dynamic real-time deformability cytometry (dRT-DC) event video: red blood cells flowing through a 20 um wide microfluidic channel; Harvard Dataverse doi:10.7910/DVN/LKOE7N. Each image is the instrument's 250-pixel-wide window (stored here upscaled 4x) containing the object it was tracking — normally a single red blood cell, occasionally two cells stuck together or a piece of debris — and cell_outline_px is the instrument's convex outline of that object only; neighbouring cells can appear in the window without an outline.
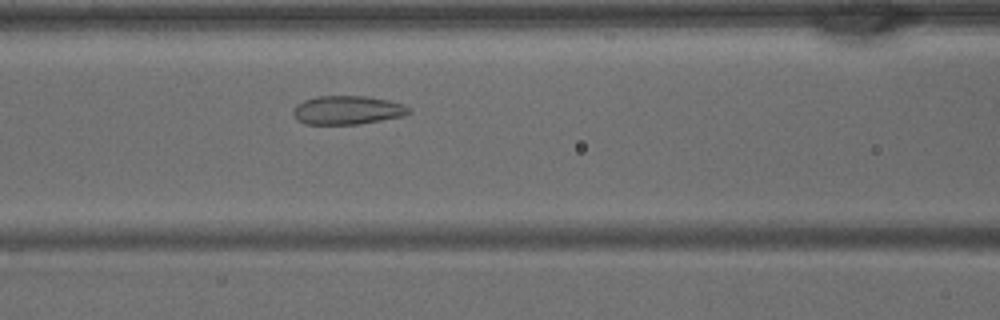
{"species": "common noctule bat (a hibernating species)", "species_latin": "Nyctalus noctula", "temperature_condition": "warm", "stored_images_in_passage": 29, "camera_frame_rate_fps": 3000, "um_per_image_px": 0.085, "animal": {"sex": "male", "body_mass_g": 15.6}, "frame": {"image": 1, "passage_image": 5, "time_ms": 1.333, "image_size_px": [1000, 320], "cell_outline_px": [[412, 112], [400, 116], [360, 124], [304, 124], [296, 120], [292, 116], [292, 108], [296, 104], [304, 100], [316, 96], [368, 96], [388, 100], [404, 104]], "centroid_in_image_um": [29.45, 9.35], "position_along_channel_um": 137.1, "area_um2": 19.48}}
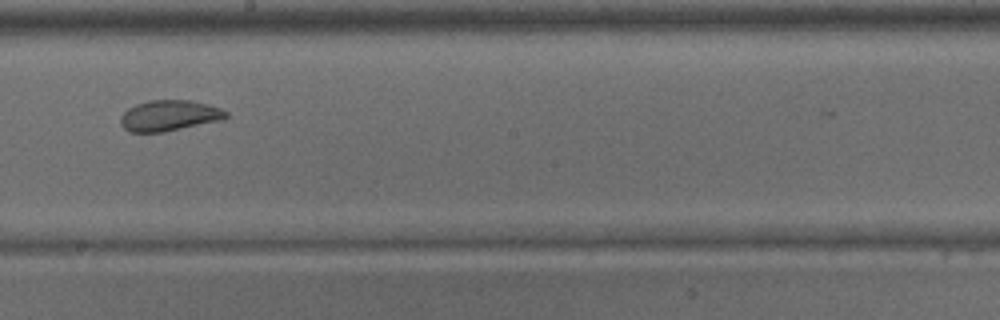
{"frame": {"image": 2, "passage_image": 11, "time_ms": 3.333, "image_size_px": [1000, 320], "cell_outline_px": [[228, 116], [224, 120], [164, 132], [128, 132], [120, 124], [120, 116], [128, 108], [136, 104], [148, 100], [192, 100], [208, 104], [220, 108], [228, 112]], "centroid_in_image_um": [14.4, 9.83], "position_along_channel_um": 233.8, "area_um2": 19.19}}
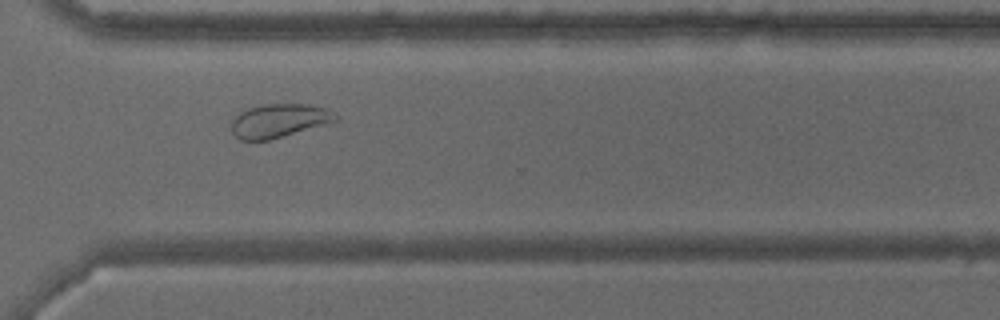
{"frame": {"image": 3, "passage_image": 18, "time_ms": 5.667, "image_size_px": [1000, 320], "cell_outline_px": [[340, 120], [268, 140], [240, 140], [232, 132], [232, 120], [240, 112], [248, 108], [268, 104], [308, 104], [324, 108], [332, 112]], "centroid_in_image_um": [23.71, 10.25], "position_along_channel_um": 346.9, "area_um2": 20.06}}